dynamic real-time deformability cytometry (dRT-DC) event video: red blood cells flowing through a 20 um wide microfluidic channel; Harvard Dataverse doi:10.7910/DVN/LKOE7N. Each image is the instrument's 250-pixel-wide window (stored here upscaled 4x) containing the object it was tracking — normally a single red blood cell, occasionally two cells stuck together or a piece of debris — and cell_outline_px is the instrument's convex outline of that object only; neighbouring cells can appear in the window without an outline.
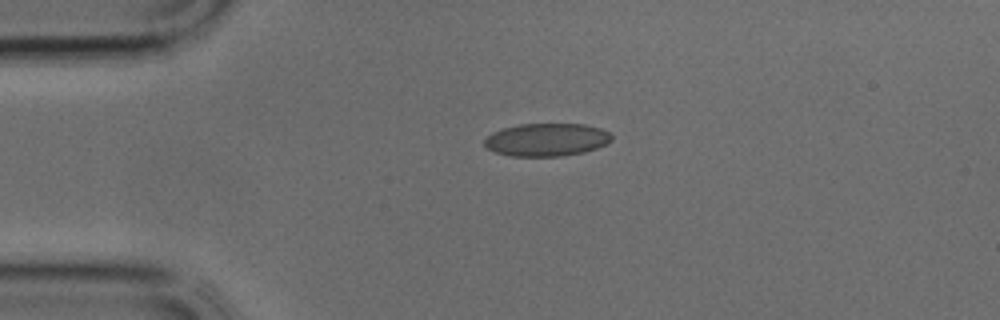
{"species": "common noctule bat (a hibernating species)", "species_latin": "Nyctalus noctula", "temperature_condition": "cold", "stored_images_in_passage": 30, "camera_frame_rate_fps": 3000, "um_per_image_px": 0.085, "animal": {"sex": "male", "body_mass_g": 17.9, "forearm_length_mm": 54.2}, "frame": {"image": 1, "passage_image": 1, "time_ms": 0.0, "image_size_px": [1000, 320], "cell_outline_px": [[612, 140], [596, 148], [584, 152], [560, 156], [512, 156], [496, 152], [488, 148], [484, 144], [484, 140], [492, 132], [504, 128], [520, 124], [584, 124], [600, 128], [608, 132], [612, 136]], "centroid_in_image_um": [46.46, 11.87], "position_along_channel_um": 38.5, "area_um2": 24.16}}
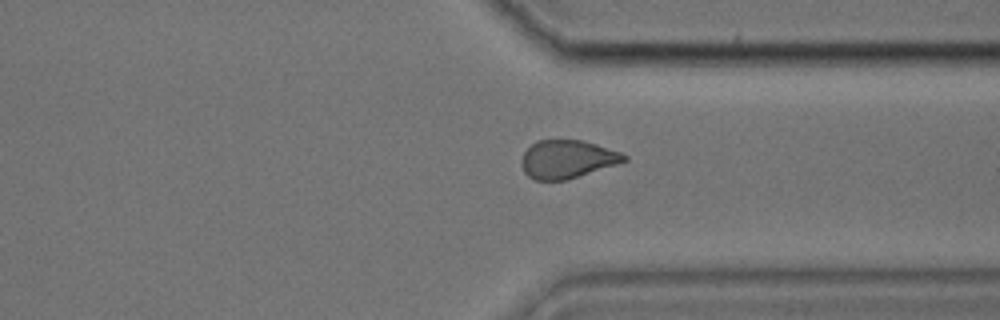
{"frame": {"image": 2, "passage_image": 21, "time_ms": 6.667, "image_size_px": [1000, 320], "cell_outline_px": [[628, 160], [568, 180], [532, 180], [524, 172], [520, 164], [520, 160], [524, 152], [536, 140], [580, 140], [596, 144], [620, 152], [628, 156]], "centroid_in_image_um": [48.18, 13.54], "position_along_channel_um": 363.2, "area_um2": 22.89}}
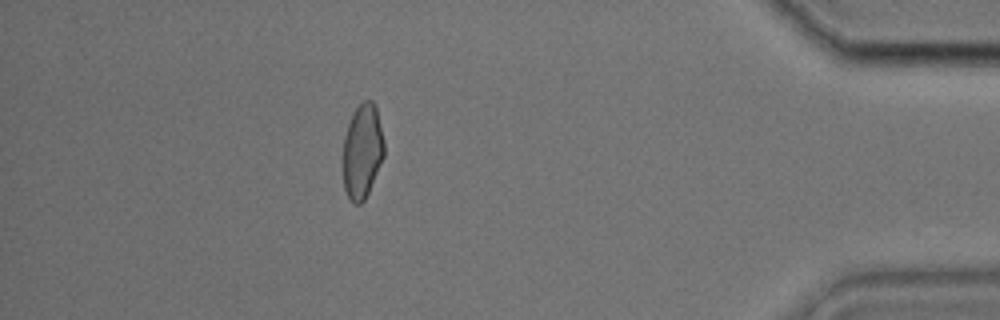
{"frame": {"image": 3, "passage_image": 26, "time_ms": 8.333, "image_size_px": [1000, 320], "cell_outline_px": [[384, 156], [368, 192], [364, 200], [360, 204], [352, 204], [344, 188], [344, 136], [348, 124], [356, 108], [364, 100], [372, 100], [376, 104], [384, 140]], "centroid_in_image_um": [30.81, 12.84], "position_along_channel_um": 404.4, "area_um2": 22.48}}